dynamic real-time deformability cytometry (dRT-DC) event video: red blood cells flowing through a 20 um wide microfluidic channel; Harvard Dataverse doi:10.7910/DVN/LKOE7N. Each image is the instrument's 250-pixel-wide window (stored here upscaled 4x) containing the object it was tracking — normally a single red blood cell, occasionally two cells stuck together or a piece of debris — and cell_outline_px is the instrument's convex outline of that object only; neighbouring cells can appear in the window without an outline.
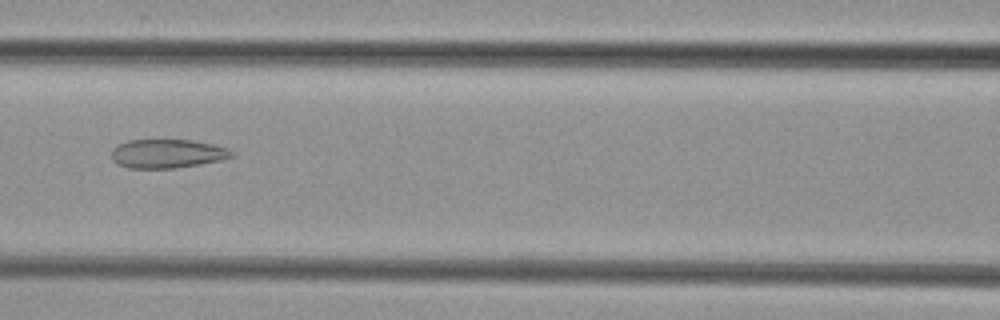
{"species": "common noctule bat (a hibernating species)", "species_latin": "Nyctalus noctula", "temperature_condition": "cold", "stored_images_in_passage": 9, "camera_frame_rate_fps": 3000, "um_per_image_px": 0.085, "animal": {"sex": "female", "body_mass_g": 29.2, "forearm_length_mm": 56.3}, "frame": {"image": 1, "passage_image": 6, "time_ms": 7.333, "image_size_px": [1000, 320], "cell_outline_px": [[236, 156], [220, 160], [176, 168], [128, 168], [116, 164], [112, 160], [112, 148], [128, 140], [192, 140], [212, 144], [228, 148], [236, 152]], "centroid_in_image_um": [14.24, 13.06], "position_along_channel_um": 152.4, "area_um2": 20.29}}
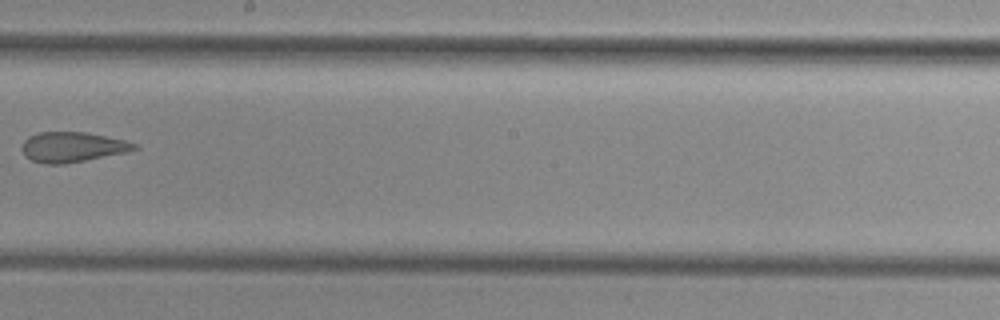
{"frame": {"image": 2, "passage_image": 8, "time_ms": 9.667, "image_size_px": [1000, 320], "cell_outline_px": [[140, 148], [124, 152], [64, 164], [44, 164], [32, 160], [24, 156], [20, 148], [24, 140], [28, 136], [36, 132], [88, 132], [124, 140], [136, 144]], "centroid_in_image_um": [6.08, 12.49], "position_along_channel_um": 242.1, "area_um2": 19.71}}
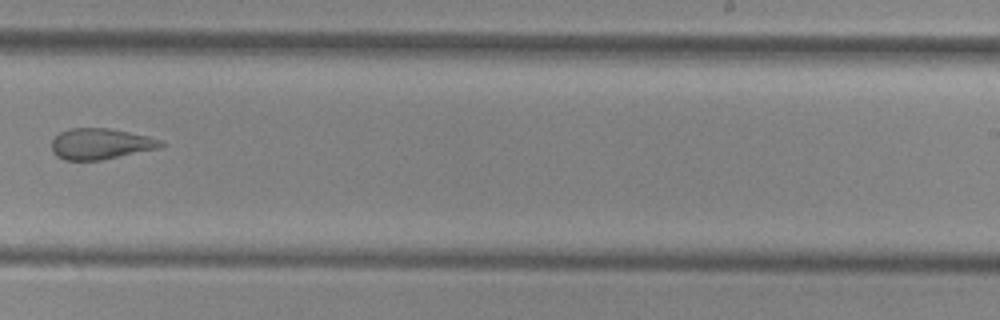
{"frame": {"image": 3, "passage_image": 9, "time_ms": 10.667, "image_size_px": [1000, 320], "cell_outline_px": [[168, 144], [160, 148], [100, 160], [64, 160], [56, 156], [52, 152], [52, 140], [60, 132], [68, 128], [108, 128], [148, 136], [164, 140]], "centroid_in_image_um": [8.58, 12.22], "position_along_channel_um": 280.4, "area_um2": 19.83}}